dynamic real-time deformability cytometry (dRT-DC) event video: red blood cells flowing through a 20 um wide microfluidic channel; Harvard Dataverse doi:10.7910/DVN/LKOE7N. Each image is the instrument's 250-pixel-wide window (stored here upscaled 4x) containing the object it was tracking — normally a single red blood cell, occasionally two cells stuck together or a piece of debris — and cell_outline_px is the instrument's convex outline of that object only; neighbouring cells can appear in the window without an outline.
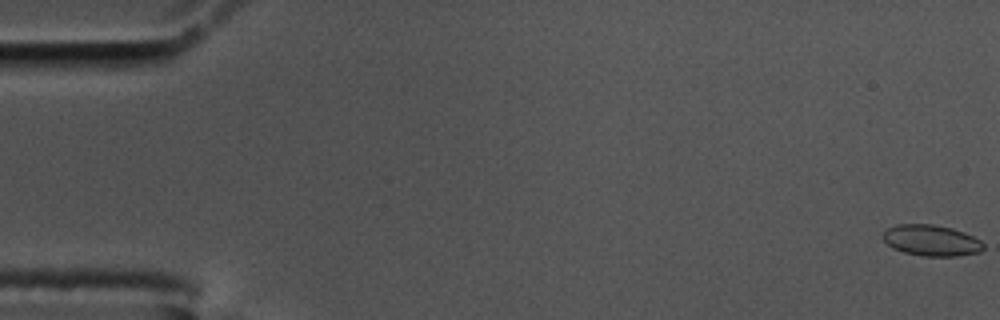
{"species": "common noctule bat (a hibernating species)", "species_latin": "Nyctalus noctula", "temperature_condition": "cold", "stored_images_in_passage": 59, "camera_frame_rate_fps": 3000, "um_per_image_px": 0.085, "animal": {"sex": "male", "body_mass_g": 17.5, "forearm_length_mm": 52.3}, "frame": {"image": 1, "passage_image": 1, "time_ms": 0.0, "image_size_px": [1000, 320], "cell_outline_px": [[984, 248], [980, 252], [956, 256], [924, 256], [904, 252], [892, 248], [880, 236], [888, 228], [896, 224], [932, 224], [952, 228], [964, 232], [980, 240], [984, 244]], "centroid_in_image_um": [79.15, 20.43], "position_along_channel_um": 5.8, "area_um2": 18.21}}
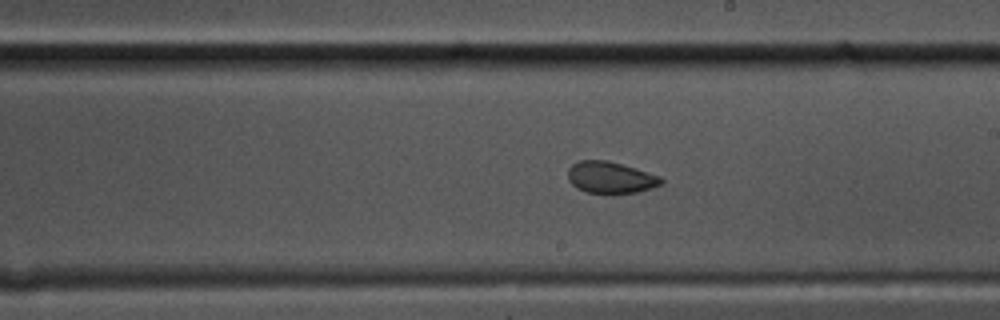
{"frame": {"image": 2, "passage_image": 34, "time_ms": 11.0, "image_size_px": [1000, 320], "cell_outline_px": [[664, 184], [640, 192], [612, 196], [608, 196], [588, 192], [576, 188], [568, 180], [568, 168], [572, 164], [580, 160], [608, 160], [636, 168], [660, 176], [664, 180]], "centroid_in_image_um": [51.92, 15.13], "position_along_channel_um": 237.1, "area_um2": 17.98}}
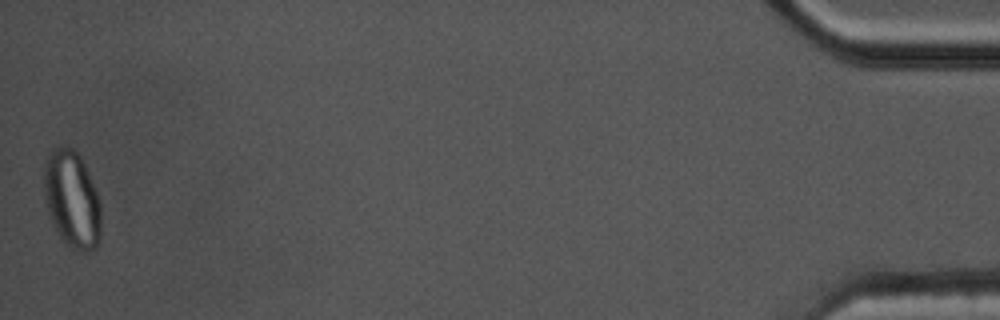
{"frame": {"image": 3, "passage_image": 59, "time_ms": 19.333, "image_size_px": [1000, 320], "cell_outline_px": [[100, 244], [96, 248], [88, 252], [80, 252], [72, 248], [56, 232], [48, 212], [44, 196], [44, 160], [52, 148], [64, 144], [72, 148], [80, 156], [88, 172], [96, 192], [100, 204]], "centroid_in_image_um": [6.1, 16.93], "position_along_channel_um": 429.1, "area_um2": 32.54}}